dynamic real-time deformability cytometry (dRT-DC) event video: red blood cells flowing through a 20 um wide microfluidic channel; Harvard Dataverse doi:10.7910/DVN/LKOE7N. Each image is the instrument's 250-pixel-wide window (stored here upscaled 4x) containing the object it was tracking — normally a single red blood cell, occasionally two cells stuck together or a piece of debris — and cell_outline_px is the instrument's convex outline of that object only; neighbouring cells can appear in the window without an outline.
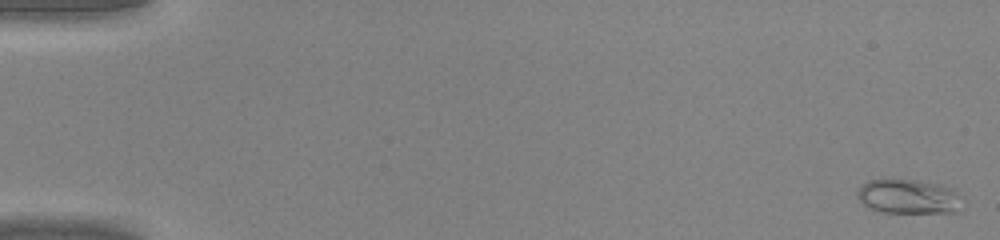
{"species": "common noctule bat (a hibernating species)", "species_latin": "Nyctalus noctula", "temperature_condition": "warm", "stored_images_in_passage": 46, "camera_frame_rate_fps": 3000, "um_per_image_px": 0.085, "animal": {"sex": "male", "body_mass_g": 20.0, "forearm_length_mm": 53.3}, "frame": {"image": 1, "passage_image": 1, "time_ms": 0.0, "image_size_px": [1000, 240], "cell_outline_px": [[964, 208], [960, 212], [884, 212], [868, 208], [856, 196], [856, 192], [868, 180], [892, 176], [920, 180], [940, 184], [952, 188], [964, 196]], "centroid_in_image_um": [77.29, 16.66], "position_along_channel_um": 7.7, "area_um2": 22.2}}
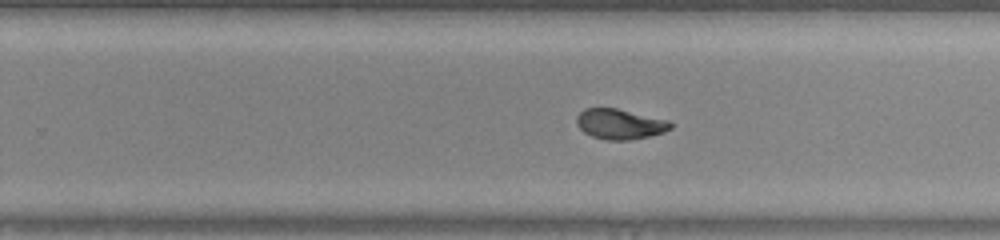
{"frame": {"image": 2, "passage_image": 30, "time_ms": 9.667, "image_size_px": [1000, 240], "cell_outline_px": [[672, 128], [664, 132], [648, 136], [628, 140], [608, 140], [592, 136], [584, 132], [576, 124], [576, 116], [584, 108], [616, 108], [668, 120], [672, 124]], "centroid_in_image_um": [52.67, 10.54], "position_along_channel_um": 277.1, "area_um2": 16.47}}
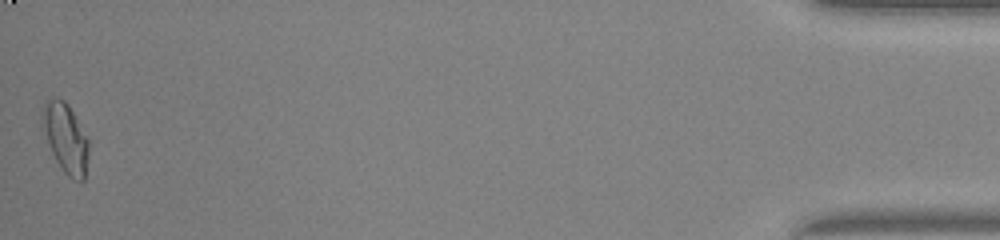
{"frame": {"image": 3, "passage_image": 46, "time_ms": 15.0, "image_size_px": [1000, 240], "cell_outline_px": [[88, 156], [84, 180], [80, 184], [72, 180], [64, 172], [56, 160], [52, 152], [40, 124], [40, 116], [44, 104], [48, 100], [64, 100], [68, 104], [88, 140]], "centroid_in_image_um": [5.56, 11.78], "position_along_channel_um": 429.6, "area_um2": 18.61}}